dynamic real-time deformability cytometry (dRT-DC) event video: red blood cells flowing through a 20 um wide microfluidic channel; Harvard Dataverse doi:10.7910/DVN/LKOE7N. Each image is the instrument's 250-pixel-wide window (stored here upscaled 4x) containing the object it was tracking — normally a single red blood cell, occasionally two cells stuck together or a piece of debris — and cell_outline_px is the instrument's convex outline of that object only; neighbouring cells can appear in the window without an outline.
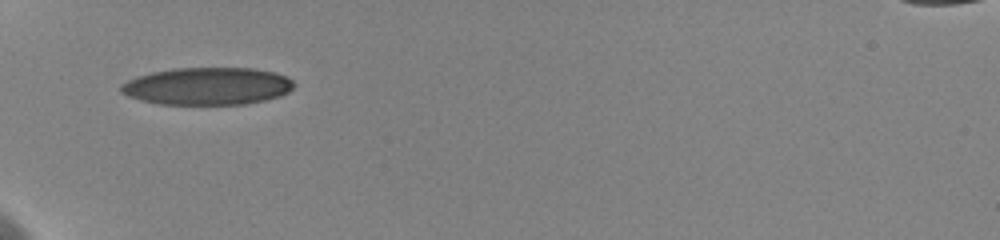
{"species": "human", "species_latin": "Homo sapiens", "temperature_condition": "cold", "stored_images_in_passage": 35, "camera_frame_rate_fps": 3000, "um_per_image_px": 0.085, "donor": {"sex": "female"}, "frame": {"image": 1, "passage_image": 1, "time_ms": 0.0, "image_size_px": [1000, 240], "cell_outline_px": [[296, 84], [288, 92], [280, 96], [264, 100], [244, 104], [160, 104], [140, 100], [128, 96], [120, 92], [120, 84], [136, 76], [152, 72], [172, 68], [252, 68], [272, 72], [284, 76], [292, 80]], "centroid_in_image_um": [17.59, 7.32], "position_along_channel_um": 67.4, "area_um2": 37.74}}
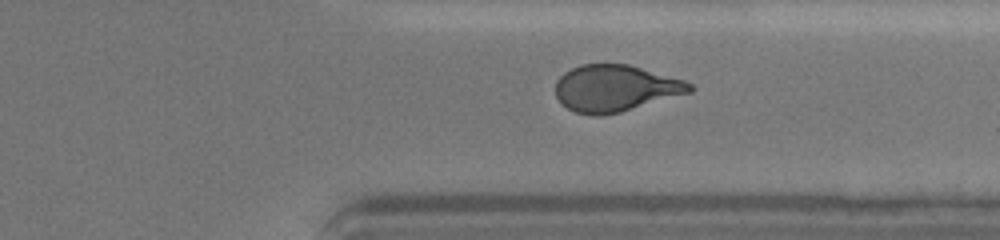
{"frame": {"image": 2, "passage_image": 26, "time_ms": 8.333, "image_size_px": [1000, 240], "cell_outline_px": [[696, 88], [692, 92], [620, 112], [600, 116], [596, 116], [576, 112], [568, 108], [556, 96], [556, 80], [564, 72], [580, 64], [628, 64], [684, 80], [692, 84]], "centroid_in_image_um": [52.32, 7.5], "position_along_channel_um": 359.1, "area_um2": 36.36}}
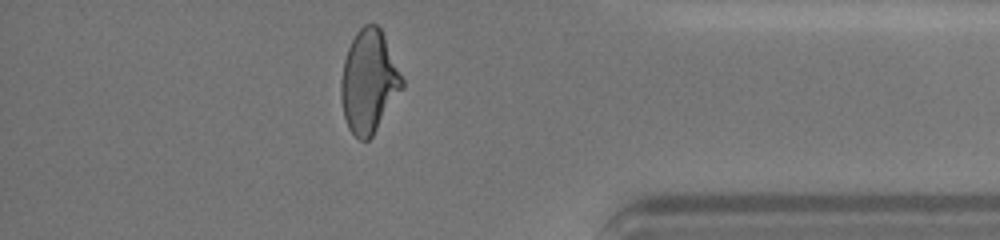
{"frame": {"image": 3, "passage_image": 30, "time_ms": 10.0, "image_size_px": [1000, 240], "cell_outline_px": [[404, 88], [372, 136], [368, 140], [360, 140], [348, 128], [344, 116], [340, 96], [340, 80], [344, 60], [348, 48], [356, 32], [364, 24], [376, 24], [380, 28], [384, 36], [404, 80]], "centroid_in_image_um": [31.35, 6.94], "position_along_channel_um": 403.8, "area_um2": 36.53}, "authors_computed_cell_mechanics": {"area_um2": 37.2232, "velocity_mm_per_s": 3.6169, "shape_relaxation_time_tau1_ms": 4.682, "shape_relaxation_time_tau2_ms": 1.521, "deformation_change_tau1": 0.1769, "deformation_change_tau2": 0.0807}}